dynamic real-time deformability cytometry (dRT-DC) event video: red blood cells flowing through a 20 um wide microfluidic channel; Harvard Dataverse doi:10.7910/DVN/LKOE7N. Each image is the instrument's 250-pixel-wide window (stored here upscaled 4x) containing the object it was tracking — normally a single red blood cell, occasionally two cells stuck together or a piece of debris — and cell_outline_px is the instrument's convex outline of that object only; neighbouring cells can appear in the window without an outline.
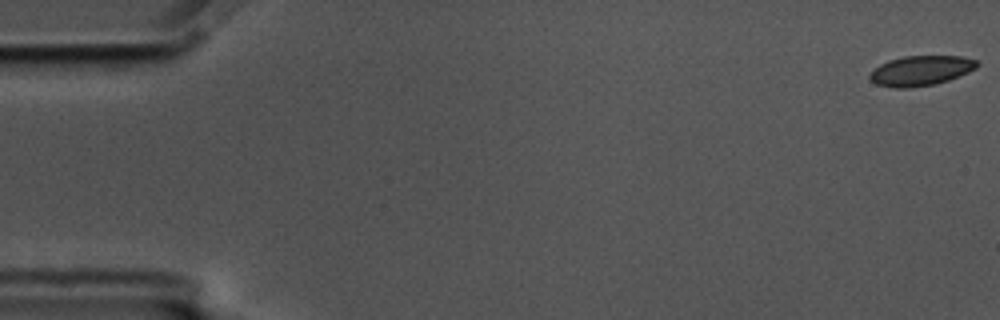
{"species": "common noctule bat (a hibernating species)", "species_latin": "Nyctalus noctula", "temperature_condition": "cold", "stored_images_in_passage": 59, "camera_frame_rate_fps": 3000, "um_per_image_px": 0.085, "animal": {"sex": "male", "body_mass_g": 17.5, "forearm_length_mm": 52.3}, "frame": {"image": 1, "passage_image": 1, "time_ms": 0.0, "image_size_px": [1000, 320], "cell_outline_px": [[980, 64], [976, 68], [968, 72], [948, 80], [936, 84], [908, 88], [892, 88], [876, 84], [868, 76], [880, 64], [888, 60], [904, 56], [960, 56], [976, 60]], "centroid_in_image_um": [78.27, 6.01], "position_along_channel_um": 6.7, "area_um2": 18.67}}
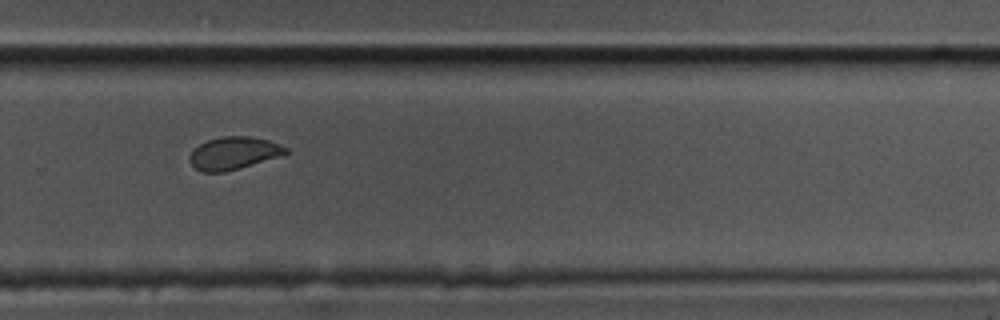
{"frame": {"image": 2, "passage_image": 40, "time_ms": 13.0, "image_size_px": [1000, 320], "cell_outline_px": [[288, 152], [284, 156], [224, 172], [200, 172], [188, 160], [188, 156], [200, 144], [208, 140], [220, 136], [252, 136], [268, 140], [288, 148]], "centroid_in_image_um": [19.89, 13.02], "position_along_channel_um": 309.9, "area_um2": 18.38}}
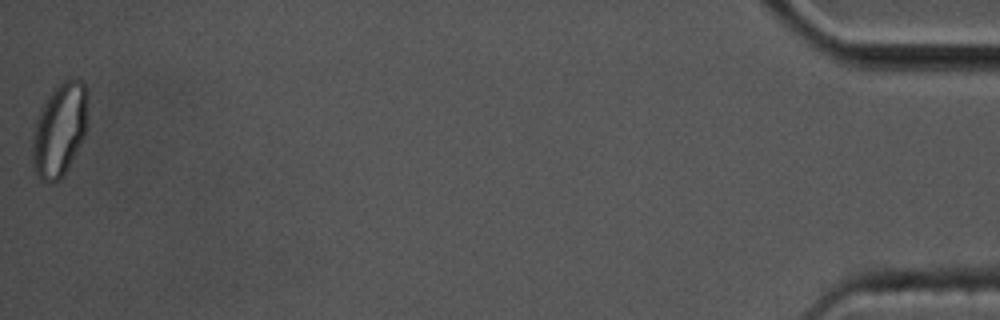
{"frame": {"image": 3, "passage_image": 59, "time_ms": 19.333, "image_size_px": [1000, 320], "cell_outline_px": [[84, 136], [64, 176], [60, 180], [52, 184], [40, 180], [36, 176], [32, 168], [32, 136], [36, 116], [40, 108], [56, 84], [60, 80], [80, 80], [84, 84]], "centroid_in_image_um": [4.96, 11.12], "position_along_channel_um": 430.2, "area_um2": 29.82}}